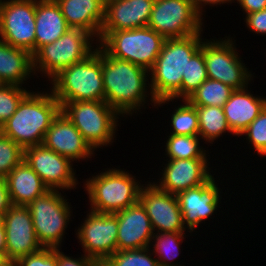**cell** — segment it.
Here are the masks:
<instances>
[{
	"mask_svg": "<svg viewBox=\"0 0 266 266\" xmlns=\"http://www.w3.org/2000/svg\"><path fill=\"white\" fill-rule=\"evenodd\" d=\"M12 266H58V249L42 248L36 253L19 258Z\"/></svg>",
	"mask_w": 266,
	"mask_h": 266,
	"instance_id": "obj_37",
	"label": "cell"
},
{
	"mask_svg": "<svg viewBox=\"0 0 266 266\" xmlns=\"http://www.w3.org/2000/svg\"><path fill=\"white\" fill-rule=\"evenodd\" d=\"M215 178L212 176L206 183L189 188L176 194L183 217V225L191 233L200 223L211 218L219 208L221 196ZM220 197V198H219Z\"/></svg>",
	"mask_w": 266,
	"mask_h": 266,
	"instance_id": "obj_17",
	"label": "cell"
},
{
	"mask_svg": "<svg viewBox=\"0 0 266 266\" xmlns=\"http://www.w3.org/2000/svg\"><path fill=\"white\" fill-rule=\"evenodd\" d=\"M31 73H34L33 55L0 39V81L5 85L22 86Z\"/></svg>",
	"mask_w": 266,
	"mask_h": 266,
	"instance_id": "obj_26",
	"label": "cell"
},
{
	"mask_svg": "<svg viewBox=\"0 0 266 266\" xmlns=\"http://www.w3.org/2000/svg\"><path fill=\"white\" fill-rule=\"evenodd\" d=\"M155 0H116L105 8V19L98 44L112 31L148 25Z\"/></svg>",
	"mask_w": 266,
	"mask_h": 266,
	"instance_id": "obj_20",
	"label": "cell"
},
{
	"mask_svg": "<svg viewBox=\"0 0 266 266\" xmlns=\"http://www.w3.org/2000/svg\"><path fill=\"white\" fill-rule=\"evenodd\" d=\"M205 40L203 53L208 78L218 80L234 90L248 87L249 82L253 80V74L241 61L235 40L230 36H225L224 40Z\"/></svg>",
	"mask_w": 266,
	"mask_h": 266,
	"instance_id": "obj_10",
	"label": "cell"
},
{
	"mask_svg": "<svg viewBox=\"0 0 266 266\" xmlns=\"http://www.w3.org/2000/svg\"><path fill=\"white\" fill-rule=\"evenodd\" d=\"M6 240H5V227L3 221L0 219V253L5 254Z\"/></svg>",
	"mask_w": 266,
	"mask_h": 266,
	"instance_id": "obj_43",
	"label": "cell"
},
{
	"mask_svg": "<svg viewBox=\"0 0 266 266\" xmlns=\"http://www.w3.org/2000/svg\"><path fill=\"white\" fill-rule=\"evenodd\" d=\"M30 91L18 85L0 87V127L13 115L18 104Z\"/></svg>",
	"mask_w": 266,
	"mask_h": 266,
	"instance_id": "obj_35",
	"label": "cell"
},
{
	"mask_svg": "<svg viewBox=\"0 0 266 266\" xmlns=\"http://www.w3.org/2000/svg\"><path fill=\"white\" fill-rule=\"evenodd\" d=\"M0 266H12L3 253H0Z\"/></svg>",
	"mask_w": 266,
	"mask_h": 266,
	"instance_id": "obj_44",
	"label": "cell"
},
{
	"mask_svg": "<svg viewBox=\"0 0 266 266\" xmlns=\"http://www.w3.org/2000/svg\"><path fill=\"white\" fill-rule=\"evenodd\" d=\"M82 224L76 235L84 255L103 263L117 251V217L90 210Z\"/></svg>",
	"mask_w": 266,
	"mask_h": 266,
	"instance_id": "obj_13",
	"label": "cell"
},
{
	"mask_svg": "<svg viewBox=\"0 0 266 266\" xmlns=\"http://www.w3.org/2000/svg\"><path fill=\"white\" fill-rule=\"evenodd\" d=\"M35 24V53L71 28L62 15L60 6L49 0H36Z\"/></svg>",
	"mask_w": 266,
	"mask_h": 266,
	"instance_id": "obj_25",
	"label": "cell"
},
{
	"mask_svg": "<svg viewBox=\"0 0 266 266\" xmlns=\"http://www.w3.org/2000/svg\"><path fill=\"white\" fill-rule=\"evenodd\" d=\"M189 0H155L148 27L167 38H183L203 31V17Z\"/></svg>",
	"mask_w": 266,
	"mask_h": 266,
	"instance_id": "obj_11",
	"label": "cell"
},
{
	"mask_svg": "<svg viewBox=\"0 0 266 266\" xmlns=\"http://www.w3.org/2000/svg\"><path fill=\"white\" fill-rule=\"evenodd\" d=\"M60 250L58 249V266H102L101 262L92 257L81 255V258H73Z\"/></svg>",
	"mask_w": 266,
	"mask_h": 266,
	"instance_id": "obj_39",
	"label": "cell"
},
{
	"mask_svg": "<svg viewBox=\"0 0 266 266\" xmlns=\"http://www.w3.org/2000/svg\"><path fill=\"white\" fill-rule=\"evenodd\" d=\"M94 39L92 34L83 29L70 28L59 39L42 46L33 55V75H36V71L42 72L51 80L62 69L92 54L96 50L95 45L92 46Z\"/></svg>",
	"mask_w": 266,
	"mask_h": 266,
	"instance_id": "obj_7",
	"label": "cell"
},
{
	"mask_svg": "<svg viewBox=\"0 0 266 266\" xmlns=\"http://www.w3.org/2000/svg\"><path fill=\"white\" fill-rule=\"evenodd\" d=\"M171 115L173 135H199L198 114L194 105L187 99L182 100Z\"/></svg>",
	"mask_w": 266,
	"mask_h": 266,
	"instance_id": "obj_32",
	"label": "cell"
},
{
	"mask_svg": "<svg viewBox=\"0 0 266 266\" xmlns=\"http://www.w3.org/2000/svg\"><path fill=\"white\" fill-rule=\"evenodd\" d=\"M165 38L155 30L140 27L110 32L99 45L112 57L129 61L148 71L154 66Z\"/></svg>",
	"mask_w": 266,
	"mask_h": 266,
	"instance_id": "obj_8",
	"label": "cell"
},
{
	"mask_svg": "<svg viewBox=\"0 0 266 266\" xmlns=\"http://www.w3.org/2000/svg\"><path fill=\"white\" fill-rule=\"evenodd\" d=\"M242 135L247 137L248 144L254 147L258 155L266 157V106L239 136Z\"/></svg>",
	"mask_w": 266,
	"mask_h": 266,
	"instance_id": "obj_36",
	"label": "cell"
},
{
	"mask_svg": "<svg viewBox=\"0 0 266 266\" xmlns=\"http://www.w3.org/2000/svg\"><path fill=\"white\" fill-rule=\"evenodd\" d=\"M94 44L102 51L105 102L120 116L124 117L126 114L131 117L134 111L136 113V110L144 107L150 92V100L155 107L156 100L148 87L149 71L129 61L114 58L97 42Z\"/></svg>",
	"mask_w": 266,
	"mask_h": 266,
	"instance_id": "obj_1",
	"label": "cell"
},
{
	"mask_svg": "<svg viewBox=\"0 0 266 266\" xmlns=\"http://www.w3.org/2000/svg\"><path fill=\"white\" fill-rule=\"evenodd\" d=\"M90 209L99 213L115 214L139 202L144 186L125 170L111 168L85 181Z\"/></svg>",
	"mask_w": 266,
	"mask_h": 266,
	"instance_id": "obj_5",
	"label": "cell"
},
{
	"mask_svg": "<svg viewBox=\"0 0 266 266\" xmlns=\"http://www.w3.org/2000/svg\"><path fill=\"white\" fill-rule=\"evenodd\" d=\"M1 220L5 227V256L11 264L43 248L37 240L27 206L12 205Z\"/></svg>",
	"mask_w": 266,
	"mask_h": 266,
	"instance_id": "obj_15",
	"label": "cell"
},
{
	"mask_svg": "<svg viewBox=\"0 0 266 266\" xmlns=\"http://www.w3.org/2000/svg\"><path fill=\"white\" fill-rule=\"evenodd\" d=\"M199 121V136L205 143H213L223 133L235 135L228 126L223 107L195 106ZM207 141V142H206Z\"/></svg>",
	"mask_w": 266,
	"mask_h": 266,
	"instance_id": "obj_28",
	"label": "cell"
},
{
	"mask_svg": "<svg viewBox=\"0 0 266 266\" xmlns=\"http://www.w3.org/2000/svg\"><path fill=\"white\" fill-rule=\"evenodd\" d=\"M36 0H2L0 39L35 54Z\"/></svg>",
	"mask_w": 266,
	"mask_h": 266,
	"instance_id": "obj_12",
	"label": "cell"
},
{
	"mask_svg": "<svg viewBox=\"0 0 266 266\" xmlns=\"http://www.w3.org/2000/svg\"><path fill=\"white\" fill-rule=\"evenodd\" d=\"M153 256L150 247L116 251L102 266H159L158 260Z\"/></svg>",
	"mask_w": 266,
	"mask_h": 266,
	"instance_id": "obj_33",
	"label": "cell"
},
{
	"mask_svg": "<svg viewBox=\"0 0 266 266\" xmlns=\"http://www.w3.org/2000/svg\"><path fill=\"white\" fill-rule=\"evenodd\" d=\"M51 81L50 90L61 107L66 102L105 101L102 51L96 47L87 58L62 69Z\"/></svg>",
	"mask_w": 266,
	"mask_h": 266,
	"instance_id": "obj_4",
	"label": "cell"
},
{
	"mask_svg": "<svg viewBox=\"0 0 266 266\" xmlns=\"http://www.w3.org/2000/svg\"><path fill=\"white\" fill-rule=\"evenodd\" d=\"M5 179L12 205L27 206L49 190L24 159Z\"/></svg>",
	"mask_w": 266,
	"mask_h": 266,
	"instance_id": "obj_24",
	"label": "cell"
},
{
	"mask_svg": "<svg viewBox=\"0 0 266 266\" xmlns=\"http://www.w3.org/2000/svg\"><path fill=\"white\" fill-rule=\"evenodd\" d=\"M165 145L167 160L207 158L206 150L200 146L199 135L169 134Z\"/></svg>",
	"mask_w": 266,
	"mask_h": 266,
	"instance_id": "obj_31",
	"label": "cell"
},
{
	"mask_svg": "<svg viewBox=\"0 0 266 266\" xmlns=\"http://www.w3.org/2000/svg\"><path fill=\"white\" fill-rule=\"evenodd\" d=\"M61 111L58 100L50 93L30 91L18 104L13 115L0 127L23 150L40 145L53 119Z\"/></svg>",
	"mask_w": 266,
	"mask_h": 266,
	"instance_id": "obj_2",
	"label": "cell"
},
{
	"mask_svg": "<svg viewBox=\"0 0 266 266\" xmlns=\"http://www.w3.org/2000/svg\"><path fill=\"white\" fill-rule=\"evenodd\" d=\"M114 215L118 220L117 251L150 247L154 231L140 202Z\"/></svg>",
	"mask_w": 266,
	"mask_h": 266,
	"instance_id": "obj_21",
	"label": "cell"
},
{
	"mask_svg": "<svg viewBox=\"0 0 266 266\" xmlns=\"http://www.w3.org/2000/svg\"><path fill=\"white\" fill-rule=\"evenodd\" d=\"M67 200L58 190H48L27 205L37 240L43 248L61 249L72 214Z\"/></svg>",
	"mask_w": 266,
	"mask_h": 266,
	"instance_id": "obj_9",
	"label": "cell"
},
{
	"mask_svg": "<svg viewBox=\"0 0 266 266\" xmlns=\"http://www.w3.org/2000/svg\"><path fill=\"white\" fill-rule=\"evenodd\" d=\"M202 33L183 38H167L156 62L149 71V87L157 101L171 98L182 86V76L191 57L201 48Z\"/></svg>",
	"mask_w": 266,
	"mask_h": 266,
	"instance_id": "obj_3",
	"label": "cell"
},
{
	"mask_svg": "<svg viewBox=\"0 0 266 266\" xmlns=\"http://www.w3.org/2000/svg\"><path fill=\"white\" fill-rule=\"evenodd\" d=\"M248 87L234 90L223 105L228 126L236 137L252 123L266 106V98L253 96Z\"/></svg>",
	"mask_w": 266,
	"mask_h": 266,
	"instance_id": "obj_22",
	"label": "cell"
},
{
	"mask_svg": "<svg viewBox=\"0 0 266 266\" xmlns=\"http://www.w3.org/2000/svg\"><path fill=\"white\" fill-rule=\"evenodd\" d=\"M98 1L104 6V8H106L110 3H113L116 0H98Z\"/></svg>",
	"mask_w": 266,
	"mask_h": 266,
	"instance_id": "obj_45",
	"label": "cell"
},
{
	"mask_svg": "<svg viewBox=\"0 0 266 266\" xmlns=\"http://www.w3.org/2000/svg\"><path fill=\"white\" fill-rule=\"evenodd\" d=\"M185 236L184 232H155L153 234L151 239L153 241H151L150 247L152 246L151 251L155 257L158 256L156 259L158 260L159 266H184L178 265V263L175 264L172 261L179 256L181 250L179 244L183 243Z\"/></svg>",
	"mask_w": 266,
	"mask_h": 266,
	"instance_id": "obj_30",
	"label": "cell"
},
{
	"mask_svg": "<svg viewBox=\"0 0 266 266\" xmlns=\"http://www.w3.org/2000/svg\"><path fill=\"white\" fill-rule=\"evenodd\" d=\"M12 206L5 178L0 177V219Z\"/></svg>",
	"mask_w": 266,
	"mask_h": 266,
	"instance_id": "obj_40",
	"label": "cell"
},
{
	"mask_svg": "<svg viewBox=\"0 0 266 266\" xmlns=\"http://www.w3.org/2000/svg\"><path fill=\"white\" fill-rule=\"evenodd\" d=\"M233 88L213 79H206L187 100L194 106H219L229 100Z\"/></svg>",
	"mask_w": 266,
	"mask_h": 266,
	"instance_id": "obj_29",
	"label": "cell"
},
{
	"mask_svg": "<svg viewBox=\"0 0 266 266\" xmlns=\"http://www.w3.org/2000/svg\"><path fill=\"white\" fill-rule=\"evenodd\" d=\"M24 159V150L0 132V177L6 176Z\"/></svg>",
	"mask_w": 266,
	"mask_h": 266,
	"instance_id": "obj_34",
	"label": "cell"
},
{
	"mask_svg": "<svg viewBox=\"0 0 266 266\" xmlns=\"http://www.w3.org/2000/svg\"><path fill=\"white\" fill-rule=\"evenodd\" d=\"M67 24L92 34L96 41L105 19V8L98 0H58Z\"/></svg>",
	"mask_w": 266,
	"mask_h": 266,
	"instance_id": "obj_23",
	"label": "cell"
},
{
	"mask_svg": "<svg viewBox=\"0 0 266 266\" xmlns=\"http://www.w3.org/2000/svg\"><path fill=\"white\" fill-rule=\"evenodd\" d=\"M24 160L49 190L76 189L78 184L72 161L43 144L24 149Z\"/></svg>",
	"mask_w": 266,
	"mask_h": 266,
	"instance_id": "obj_14",
	"label": "cell"
},
{
	"mask_svg": "<svg viewBox=\"0 0 266 266\" xmlns=\"http://www.w3.org/2000/svg\"><path fill=\"white\" fill-rule=\"evenodd\" d=\"M206 79H208V76L202 42L201 48L188 61L186 75L182 76L181 88L171 98L157 100L156 106L161 107L165 105L164 103L173 102L174 99H187Z\"/></svg>",
	"mask_w": 266,
	"mask_h": 266,
	"instance_id": "obj_27",
	"label": "cell"
},
{
	"mask_svg": "<svg viewBox=\"0 0 266 266\" xmlns=\"http://www.w3.org/2000/svg\"><path fill=\"white\" fill-rule=\"evenodd\" d=\"M243 8L244 14L261 11L266 8V0H234Z\"/></svg>",
	"mask_w": 266,
	"mask_h": 266,
	"instance_id": "obj_41",
	"label": "cell"
},
{
	"mask_svg": "<svg viewBox=\"0 0 266 266\" xmlns=\"http://www.w3.org/2000/svg\"><path fill=\"white\" fill-rule=\"evenodd\" d=\"M208 161V158L167 160L168 163L161 173L162 177L153 184L158 189L175 195L202 185L212 177Z\"/></svg>",
	"mask_w": 266,
	"mask_h": 266,
	"instance_id": "obj_18",
	"label": "cell"
},
{
	"mask_svg": "<svg viewBox=\"0 0 266 266\" xmlns=\"http://www.w3.org/2000/svg\"><path fill=\"white\" fill-rule=\"evenodd\" d=\"M194 9L202 16L203 15V8L202 6H206L207 4L209 6H217L220 4H225V3H232L234 0H189Z\"/></svg>",
	"mask_w": 266,
	"mask_h": 266,
	"instance_id": "obj_42",
	"label": "cell"
},
{
	"mask_svg": "<svg viewBox=\"0 0 266 266\" xmlns=\"http://www.w3.org/2000/svg\"><path fill=\"white\" fill-rule=\"evenodd\" d=\"M139 202L144 207L154 232H185L182 212L175 194L158 189L152 182L143 186ZM156 230V231H155Z\"/></svg>",
	"mask_w": 266,
	"mask_h": 266,
	"instance_id": "obj_16",
	"label": "cell"
},
{
	"mask_svg": "<svg viewBox=\"0 0 266 266\" xmlns=\"http://www.w3.org/2000/svg\"><path fill=\"white\" fill-rule=\"evenodd\" d=\"M61 111L94 151L113 143L120 115L105 101L66 102Z\"/></svg>",
	"mask_w": 266,
	"mask_h": 266,
	"instance_id": "obj_6",
	"label": "cell"
},
{
	"mask_svg": "<svg viewBox=\"0 0 266 266\" xmlns=\"http://www.w3.org/2000/svg\"><path fill=\"white\" fill-rule=\"evenodd\" d=\"M245 23L250 31L257 34H266V8L245 16Z\"/></svg>",
	"mask_w": 266,
	"mask_h": 266,
	"instance_id": "obj_38",
	"label": "cell"
},
{
	"mask_svg": "<svg viewBox=\"0 0 266 266\" xmlns=\"http://www.w3.org/2000/svg\"><path fill=\"white\" fill-rule=\"evenodd\" d=\"M42 144L72 162L87 160L95 153L62 111L53 119Z\"/></svg>",
	"mask_w": 266,
	"mask_h": 266,
	"instance_id": "obj_19",
	"label": "cell"
}]
</instances>
